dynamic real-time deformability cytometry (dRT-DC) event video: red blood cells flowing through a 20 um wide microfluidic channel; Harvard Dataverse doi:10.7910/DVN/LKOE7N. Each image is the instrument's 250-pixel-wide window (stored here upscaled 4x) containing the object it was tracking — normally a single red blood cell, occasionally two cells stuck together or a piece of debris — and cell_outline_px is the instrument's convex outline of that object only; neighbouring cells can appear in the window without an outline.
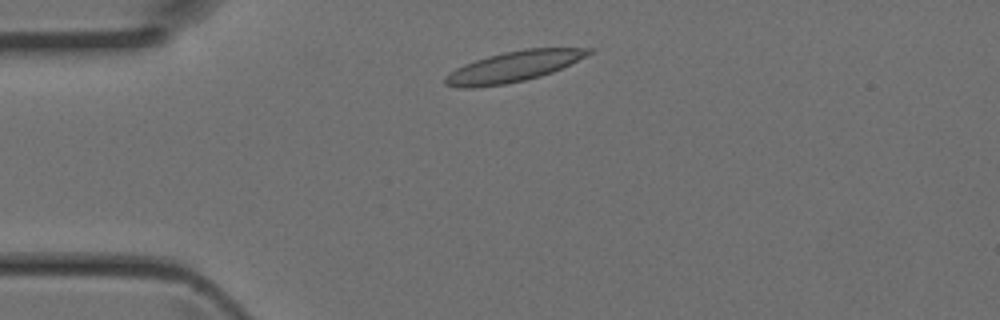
{"species": "Egyptian fruit bat (a non-hibernating species)", "species_latin": "Rousettus aegyptiacus", "temperature_condition": "room temperature", "stored_images_in_passage": 37, "camera_frame_rate_fps": 3000, "um_per_image_px": 0.085, "animal": {"sex": "female"}, "frame": {"image": 1, "passage_image": 4, "time_ms": 1.0, "image_size_px": [1000, 320], "cell_outline_px": [[592, 52], [552, 72], [540, 76], [524, 80], [504, 84], [472, 88], [456, 88], [444, 84], [444, 76], [456, 68], [464, 64], [488, 56], [504, 52], [524, 48], [592, 48]], "centroid_in_image_um": [43.56, 5.67], "position_along_channel_um": 41.4, "area_um2": 25.2}}
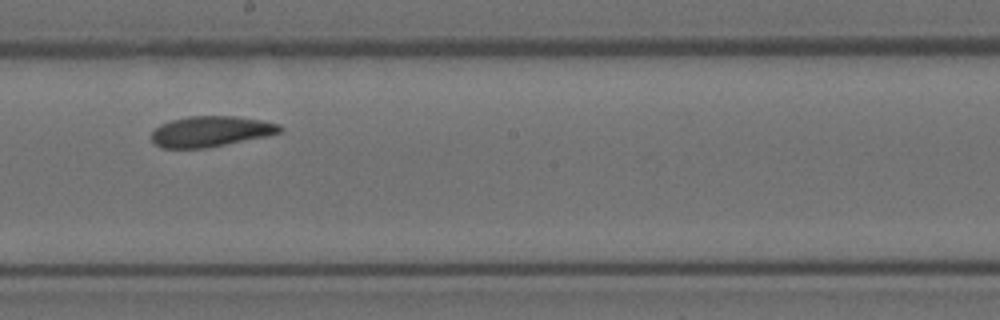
{"frame": {"image": 2, "passage_image": 18, "time_ms": 5.667, "image_size_px": [1000, 320], "cell_outline_px": [[284, 128], [280, 132], [268, 136], [208, 148], [160, 148], [152, 140], [152, 132], [160, 124], [172, 120], [188, 116], [236, 116], [260, 120], [280, 124]], "centroid_in_image_um": [17.93, 11.17], "position_along_channel_um": 230.3, "area_um2": 23.0}}
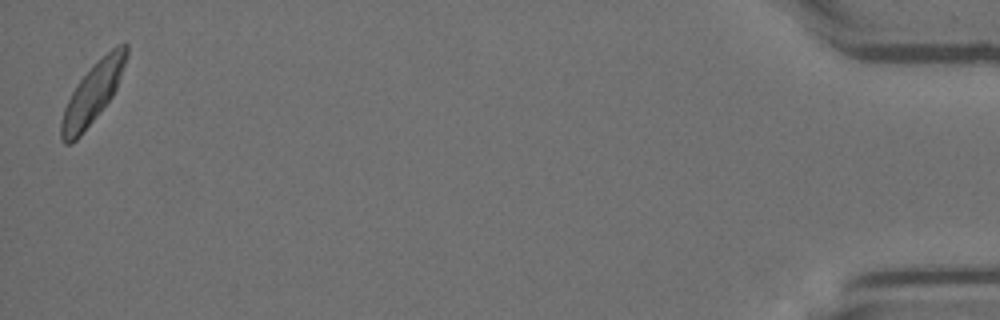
{"frame": {"image": 3, "passage_image": 37, "time_ms": 12.0, "image_size_px": [1000, 320], "cell_outline_px": [[128, 56], [116, 88], [112, 96], [80, 136], [72, 144], [64, 144], [60, 140], [60, 120], [64, 108], [76, 84], [116, 44], [124, 40], [128, 44]], "centroid_in_image_um": [7.87, 7.95], "position_along_channel_um": 427.3, "area_um2": 22.48}}